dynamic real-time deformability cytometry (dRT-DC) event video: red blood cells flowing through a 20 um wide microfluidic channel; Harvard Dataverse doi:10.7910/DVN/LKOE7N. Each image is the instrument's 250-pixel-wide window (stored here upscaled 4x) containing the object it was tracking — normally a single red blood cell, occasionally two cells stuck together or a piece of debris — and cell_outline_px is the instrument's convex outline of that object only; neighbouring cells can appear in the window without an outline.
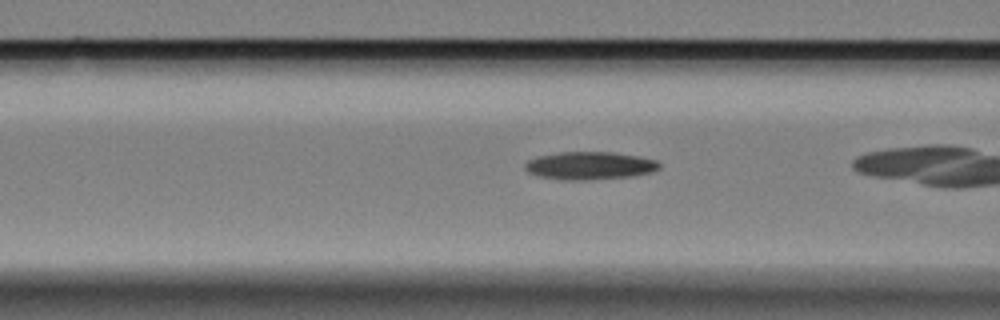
{"species": "Egyptian fruit bat (a non-hibernating species)", "species_latin": "Rousettus aegyptiacus", "temperature_condition": "cold", "stored_images_in_passage": 43, "camera_frame_rate_fps": 3000, "um_per_image_px": 0.085, "animal": {"sex": "female"}, "frame": {"image": 1, "passage_image": 19, "time_ms": 6.0, "image_size_px": [1000, 320], "cell_outline_px": [[660, 168], [652, 172], [636, 176], [592, 180], [560, 180], [540, 176], [528, 172], [524, 168], [524, 164], [528, 160], [536, 156], [560, 152], [612, 152], [640, 156], [656, 160], [660, 164]], "centroid_in_image_um": [50.14, 14.08], "position_along_channel_um": 116.5, "area_um2": 22.14}}
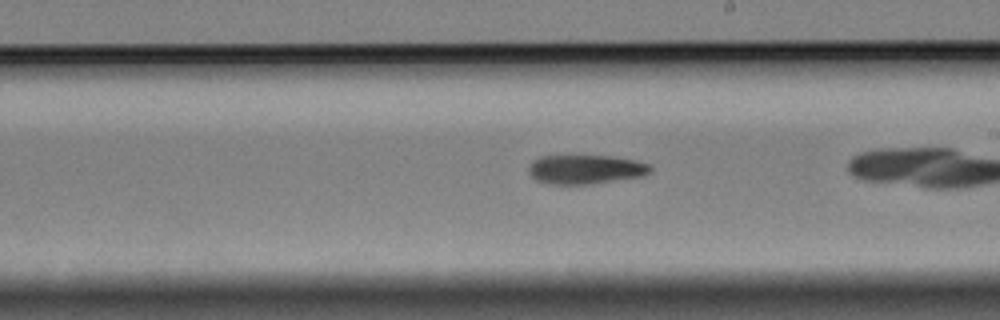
{"frame": {"image": 2, "passage_image": 30, "time_ms": 9.667, "image_size_px": [1000, 320], "cell_outline_px": [[652, 168], [648, 172], [640, 176], [588, 184], [552, 184], [536, 180], [528, 172], [528, 168], [532, 160], [540, 156], [612, 156], [636, 160], [652, 164]], "centroid_in_image_um": [49.75, 14.38], "position_along_channel_um": 239.3, "area_um2": 20.52}}
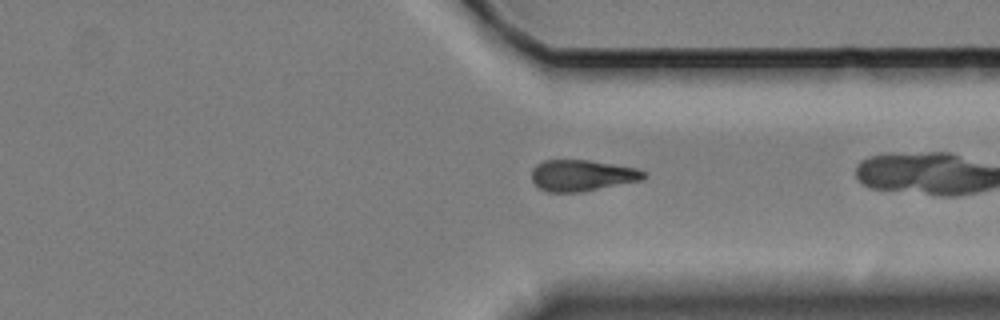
{"frame": {"image": 3, "passage_image": 41, "time_ms": 13.333, "image_size_px": [1000, 320], "cell_outline_px": [[648, 176], [640, 180], [580, 192], [548, 192], [540, 188], [532, 180], [532, 168], [536, 164], [544, 160], [588, 160], [636, 168], [644, 172]], "centroid_in_image_um": [49.44, 14.9], "position_along_channel_um": 362.0, "area_um2": 20.17}}